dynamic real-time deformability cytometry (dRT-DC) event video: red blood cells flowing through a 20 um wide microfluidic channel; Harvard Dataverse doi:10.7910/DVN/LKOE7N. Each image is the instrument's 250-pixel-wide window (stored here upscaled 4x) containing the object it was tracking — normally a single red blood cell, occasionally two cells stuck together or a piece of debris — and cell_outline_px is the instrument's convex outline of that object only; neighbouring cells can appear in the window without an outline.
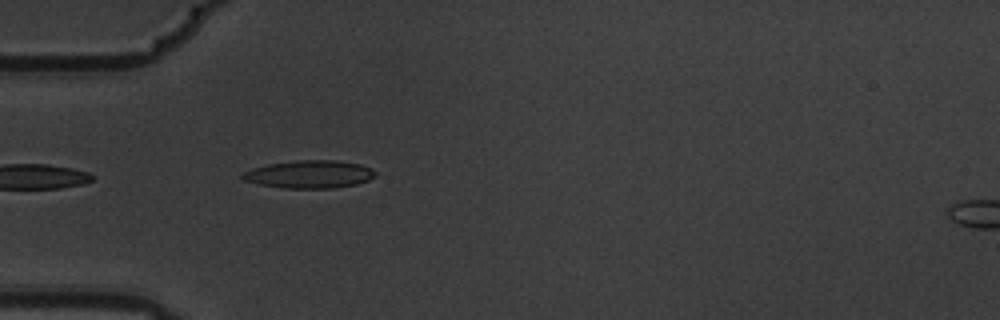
{"species": "common noctule bat (a hibernating species)", "species_latin": "Nyctalus noctula", "temperature_condition": "warm", "stored_images_in_passage": 5, "segment_of_instrument_passage": [1, 2], "camera_frame_rate_fps": 3000, "um_per_image_px": 0.085, "animal": {"sex": "male", "body_mass_g": 19.5, "forearm_length_mm": 54.6}, "frame": {"image": 1, "passage_image": 4, "time_ms": 1.0, "image_size_px": [1000, 320], "cell_outline_px": [[376, 176], [368, 180], [356, 184], [332, 188], [284, 188], [260, 184], [244, 180], [240, 176], [244, 172], [252, 168], [268, 164], [296, 160], [336, 160], [360, 164], [376, 172]], "centroid_in_image_um": [26.29, 14.81], "position_along_channel_um": 58.7, "area_um2": 21.39}}